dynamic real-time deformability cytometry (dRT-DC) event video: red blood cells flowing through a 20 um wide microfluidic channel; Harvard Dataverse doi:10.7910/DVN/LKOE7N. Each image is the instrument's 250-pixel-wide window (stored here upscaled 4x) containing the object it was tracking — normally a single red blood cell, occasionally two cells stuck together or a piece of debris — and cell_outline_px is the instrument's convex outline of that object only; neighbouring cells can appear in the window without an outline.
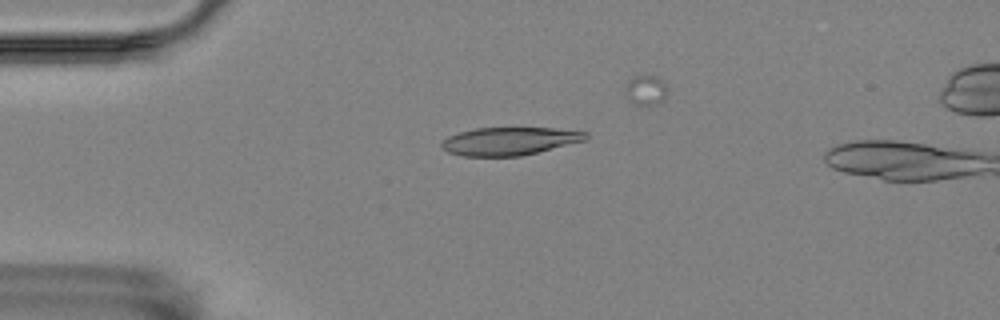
{"species": "Egyptian fruit bat (a non-hibernating species)", "species_latin": "Rousettus aegyptiacus", "temperature_condition": "room temperature", "stored_images_in_passage": 39, "camera_frame_rate_fps": 3000, "um_per_image_px": 0.085, "animal": {"sex": "female"}, "frame": {"image": 1, "passage_image": 14, "time_ms": 4.333, "image_size_px": [1000, 320], "cell_outline_px": [[588, 140], [520, 156], [464, 156], [448, 152], [440, 144], [448, 136], [460, 132], [476, 128], [552, 128], [588, 132]], "centroid_in_image_um": [43.34, 11.99], "position_along_channel_um": 41.7, "area_um2": 23.35}}
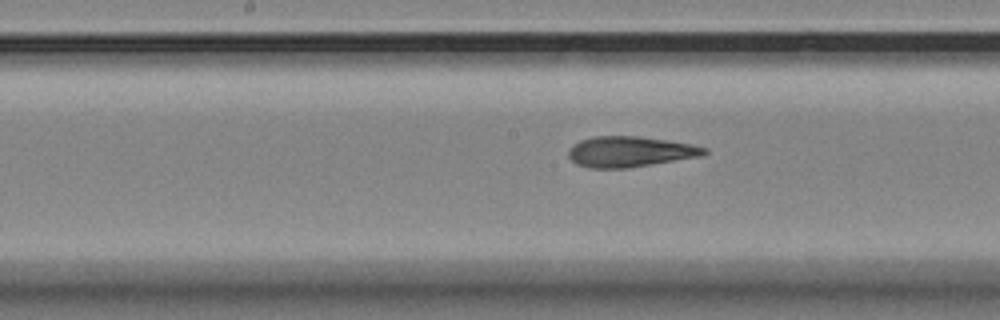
{"frame": {"image": 2, "passage_image": 29, "time_ms": 9.333, "image_size_px": [1000, 320], "cell_outline_px": [[708, 152], [704, 156], [628, 168], [588, 168], [576, 164], [568, 156], [568, 152], [572, 144], [580, 140], [592, 136], [640, 136], [692, 144], [708, 148]], "centroid_in_image_um": [53.56, 12.89], "position_along_channel_um": 194.6, "area_um2": 24.51}}
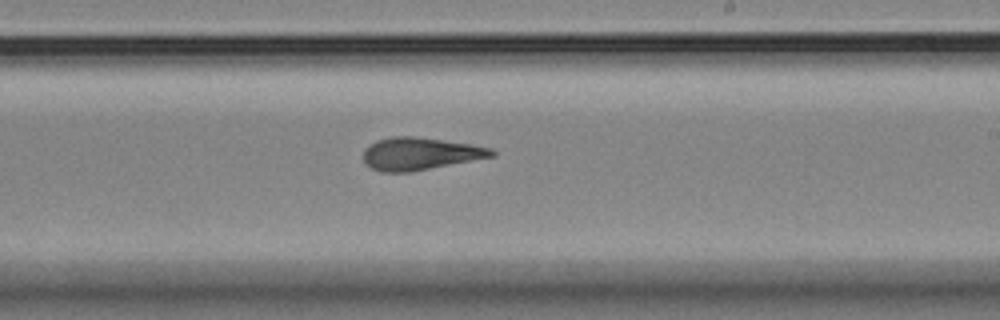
{"frame": {"image": 3, "passage_image": 34, "time_ms": 11.0, "image_size_px": [1000, 320], "cell_outline_px": [[496, 156], [408, 172], [380, 172], [372, 168], [364, 160], [364, 148], [368, 144], [376, 140], [392, 136], [416, 136], [472, 144], [492, 148], [496, 152]], "centroid_in_image_um": [35.71, 13.05], "position_along_channel_um": 253.3, "area_um2": 24.33}}